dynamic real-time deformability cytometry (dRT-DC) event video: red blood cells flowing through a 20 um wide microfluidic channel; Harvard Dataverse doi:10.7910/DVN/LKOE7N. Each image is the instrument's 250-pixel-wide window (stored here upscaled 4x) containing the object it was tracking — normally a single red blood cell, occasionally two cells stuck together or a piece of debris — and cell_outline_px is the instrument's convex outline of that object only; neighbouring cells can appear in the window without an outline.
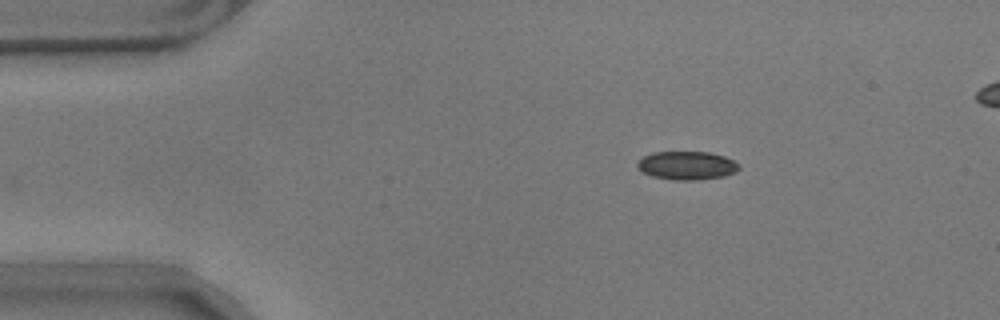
{"species": "common noctule bat (a hibernating species)", "species_latin": "Nyctalus noctula", "temperature_condition": "warm", "stored_images_in_passage": 43, "camera_frame_rate_fps": 3000, "um_per_image_px": 0.085, "animal": {"sex": "male", "body_mass_g": 17.9}, "frame": {"image": 1, "passage_image": 1, "time_ms": 0.0, "image_size_px": [1000, 320], "cell_outline_px": [[740, 168], [736, 172], [724, 176], [696, 180], [676, 180], [652, 176], [644, 172], [636, 164], [644, 156], [652, 152], [708, 152], [724, 156], [740, 164]], "centroid_in_image_um": [58.42, 14.06], "position_along_channel_um": 26.6, "area_um2": 16.7}}
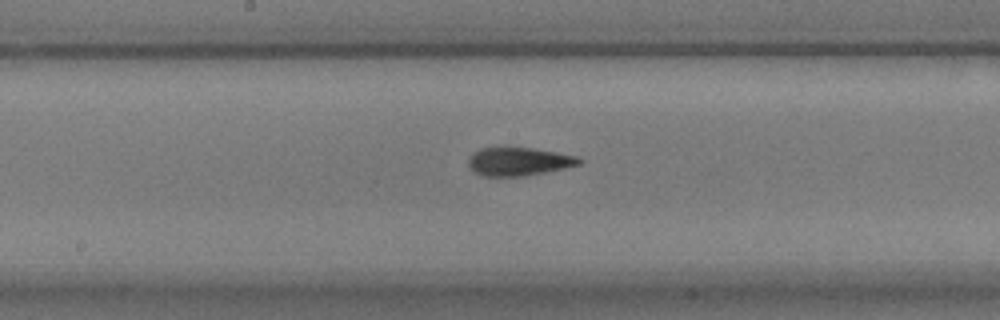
{"frame": {"image": 2, "passage_image": 21, "time_ms": 6.667, "image_size_px": [1000, 320], "cell_outline_px": [[584, 160], [580, 164], [564, 168], [524, 176], [484, 176], [476, 172], [468, 164], [468, 160], [472, 152], [480, 148], [504, 144], [532, 148], [580, 156]], "centroid_in_image_um": [44.08, 13.67], "position_along_channel_um": 204.1, "area_um2": 18.9}}
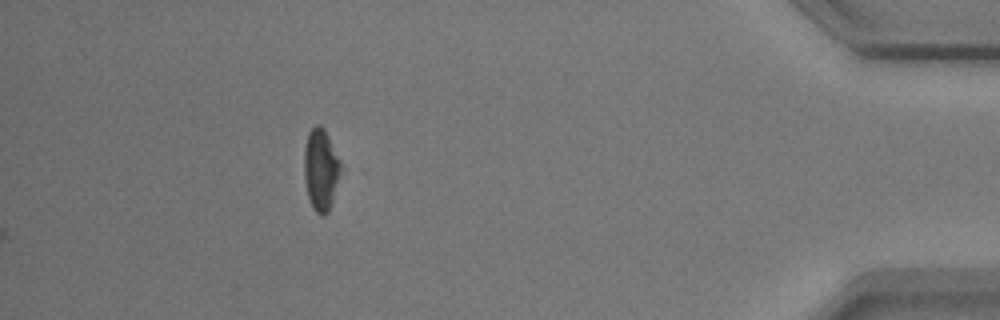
{"frame": {"image": 3, "passage_image": 43, "time_ms": 14.0, "image_size_px": [1000, 320], "cell_outline_px": [[344, 168], [332, 204], [328, 212], [324, 216], [320, 216], [312, 208], [308, 196], [304, 180], [304, 148], [308, 132], [316, 124], [320, 124], [324, 128], [344, 164]], "centroid_in_image_um": [27.32, 14.42], "position_along_channel_um": 407.9, "area_um2": 18.32}}